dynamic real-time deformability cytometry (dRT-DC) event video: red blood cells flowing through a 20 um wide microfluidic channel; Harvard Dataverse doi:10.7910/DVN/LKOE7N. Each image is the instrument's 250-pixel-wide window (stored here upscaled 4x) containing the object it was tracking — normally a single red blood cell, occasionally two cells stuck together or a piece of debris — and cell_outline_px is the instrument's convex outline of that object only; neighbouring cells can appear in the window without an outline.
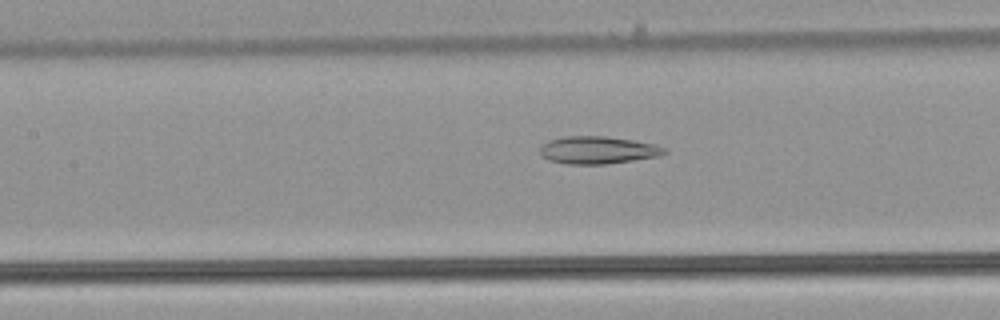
{"species": "common noctule bat (a hibernating species)", "species_latin": "Nyctalus noctula", "temperature_condition": "warm", "stored_images_in_passage": 48, "camera_frame_rate_fps": 3000, "um_per_image_px": 0.085, "animal": {"sex": "male", "body_mass_g": 21.5, "forearm_length_mm": 52.0}, "frame": {"image": 1, "passage_image": 20, "time_ms": 6.333, "image_size_px": [1000, 320], "cell_outline_px": [[668, 152], [660, 156], [604, 164], [564, 164], [548, 160], [540, 152], [540, 148], [548, 140], [564, 136], [604, 136], [632, 140], [656, 144], [668, 148]], "centroid_in_image_um": [50.84, 12.75], "position_along_channel_um": 156.6, "area_um2": 20.0}}
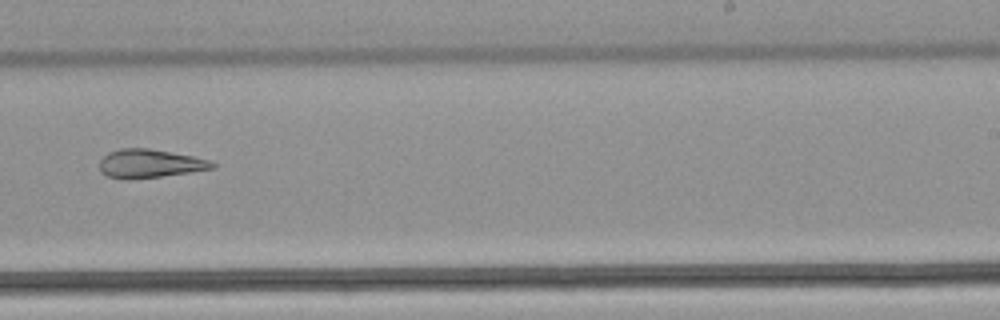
{"frame": {"image": 2, "passage_image": 29, "time_ms": 9.333, "image_size_px": [1000, 320], "cell_outline_px": [[216, 168], [160, 176], [124, 180], [108, 176], [100, 172], [100, 160], [108, 152], [120, 148], [148, 148], [192, 156], [212, 160], [216, 164]], "centroid_in_image_um": [12.72, 13.9], "position_along_channel_um": 276.3, "area_um2": 18.73}}
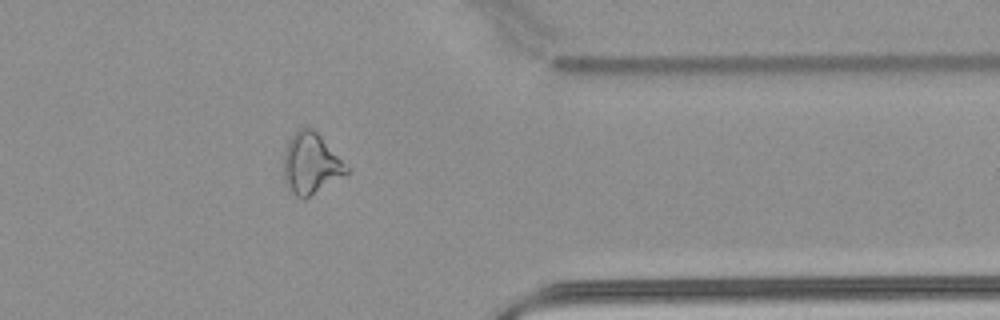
{"frame": {"image": 3, "passage_image": 38, "time_ms": 12.333, "image_size_px": [1000, 320], "cell_outline_px": [[348, 172], [304, 200], [296, 196], [284, 180], [284, 152], [288, 140], [300, 128], [312, 128], [320, 136], [348, 168]], "centroid_in_image_um": [26.38, 13.91], "position_along_channel_um": 385.0, "area_um2": 21.56}, "authors_computed_cell_mechanics": {"area_um2": 22.9177, "velocity_mm_per_s": 4.005, "shape_relaxation_time_tau1_ms": null, "shape_relaxation_time_tau2_ms": 6.0888, "deformation_change_tau1": null, "deformation_change_tau2": 0.1858}}